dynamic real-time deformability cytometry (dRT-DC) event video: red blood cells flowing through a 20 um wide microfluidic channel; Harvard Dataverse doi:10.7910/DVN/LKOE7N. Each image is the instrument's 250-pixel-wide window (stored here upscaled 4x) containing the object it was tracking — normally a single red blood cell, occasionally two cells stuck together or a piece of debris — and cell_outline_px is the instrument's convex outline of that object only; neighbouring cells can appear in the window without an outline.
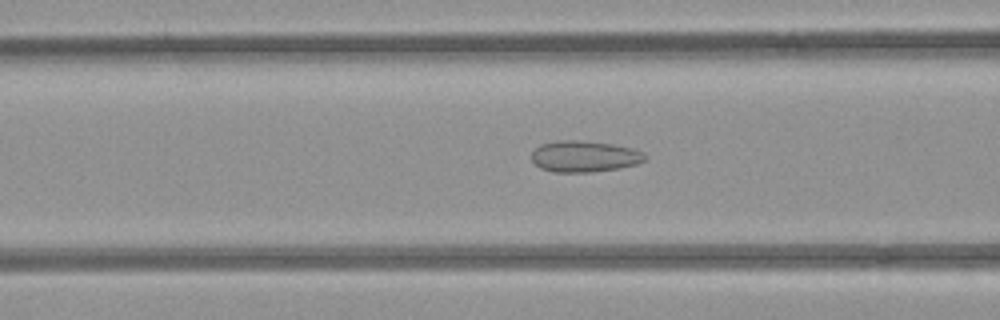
{"species": "common noctule bat (a hibernating species)", "species_latin": "Nyctalus noctula", "temperature_condition": "room temperature", "stored_images_in_passage": 38, "camera_frame_rate_fps": 3000, "um_per_image_px": 0.085, "animal": {"sex": "female", "body_mass_g": 21.9}, "frame": {"image": 1, "passage_image": 12, "time_ms": 3.667, "image_size_px": [1000, 320], "cell_outline_px": [[648, 156], [644, 160], [636, 164], [616, 168], [592, 172], [552, 172], [540, 168], [532, 160], [532, 152], [540, 144], [556, 140], [580, 140], [612, 144], [632, 148], [644, 152]], "centroid_in_image_um": [49.66, 13.28], "position_along_channel_um": 116.9, "area_um2": 20.69}}
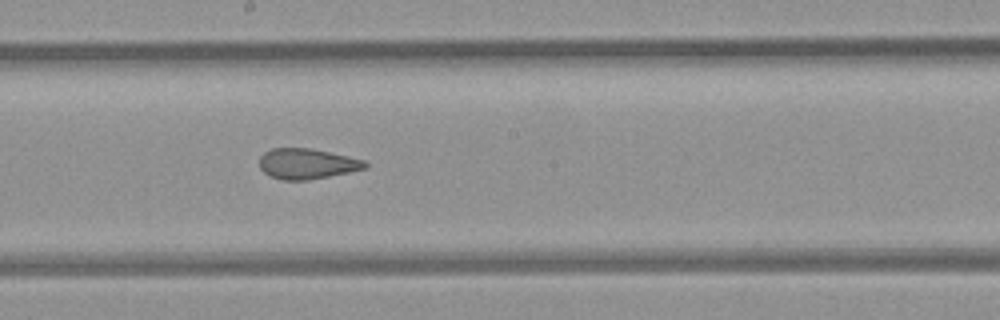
{"frame": {"image": 2, "passage_image": 20, "time_ms": 6.333, "image_size_px": [1000, 320], "cell_outline_px": [[368, 164], [364, 168], [348, 172], [308, 180], [284, 180], [272, 176], [264, 172], [260, 168], [260, 156], [264, 152], [272, 148], [308, 148], [348, 156], [364, 160]], "centroid_in_image_um": [26.06, 13.91], "position_along_channel_um": 222.1, "area_um2": 18.44}}
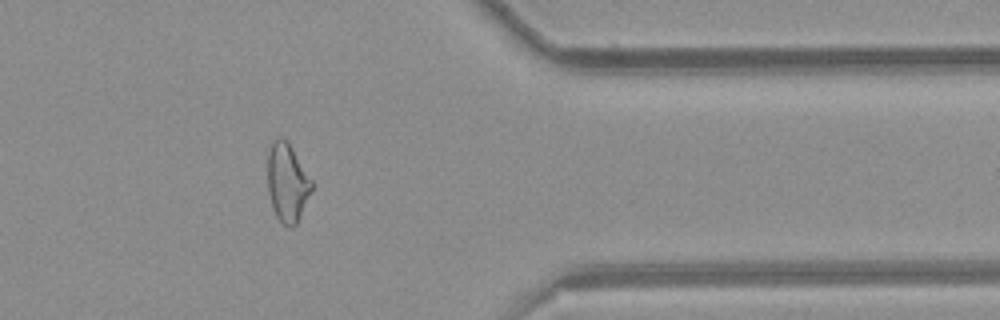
{"frame": {"image": 3, "passage_image": 34, "time_ms": 11.0, "image_size_px": [1000, 320], "cell_outline_px": [[312, 188], [300, 216], [296, 224], [292, 228], [288, 228], [276, 216], [272, 208], [268, 192], [268, 152], [272, 140], [276, 136], [280, 136], [288, 140], [312, 180]], "centroid_in_image_um": [24.4, 15.47], "position_along_channel_um": 387.0, "area_um2": 20.29}}